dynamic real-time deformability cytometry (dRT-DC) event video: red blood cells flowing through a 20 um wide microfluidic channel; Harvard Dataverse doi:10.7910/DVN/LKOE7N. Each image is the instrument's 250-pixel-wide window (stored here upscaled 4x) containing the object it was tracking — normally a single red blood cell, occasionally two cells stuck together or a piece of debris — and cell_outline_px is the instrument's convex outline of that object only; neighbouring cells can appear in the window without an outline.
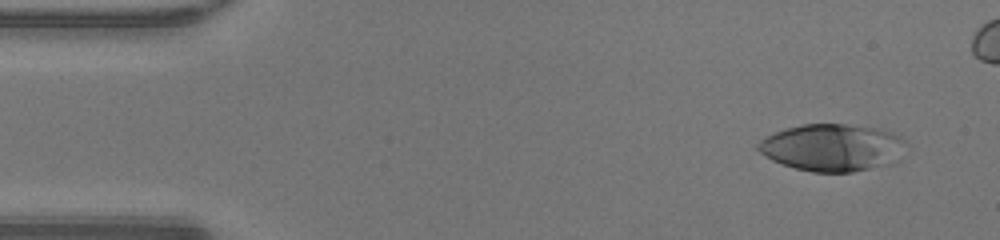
{"species": "human", "species_latin": "Homo sapiens", "temperature_condition": "warm", "stored_images_in_passage": 42, "camera_frame_rate_fps": 3000, "um_per_image_px": 0.085, "donor": {"sex": "male"}, "frame": {"image": 1, "passage_image": 1, "time_ms": 0.0, "image_size_px": [1000, 240], "cell_outline_px": [[908, 144], [888, 164], [852, 172], [812, 172], [796, 168], [772, 160], [760, 152], [756, 148], [756, 144], [760, 140], [776, 132], [788, 128], [804, 124], [844, 124], [880, 128], [892, 132], [900, 136]], "centroid_in_image_um": [70.73, 12.53], "position_along_channel_um": 14.3, "area_um2": 40.23}}
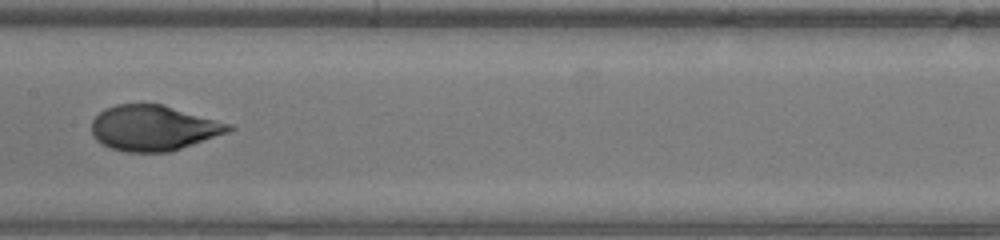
{"frame": {"image": 2, "passage_image": 21, "time_ms": 6.667, "image_size_px": [1000, 240], "cell_outline_px": [[236, 128], [228, 132], [168, 152], [128, 152], [112, 148], [96, 140], [92, 136], [92, 120], [100, 112], [116, 104], [160, 104], [232, 124]], "centroid_in_image_um": [13.04, 10.88], "position_along_channel_um": 194.4, "area_um2": 35.78}}
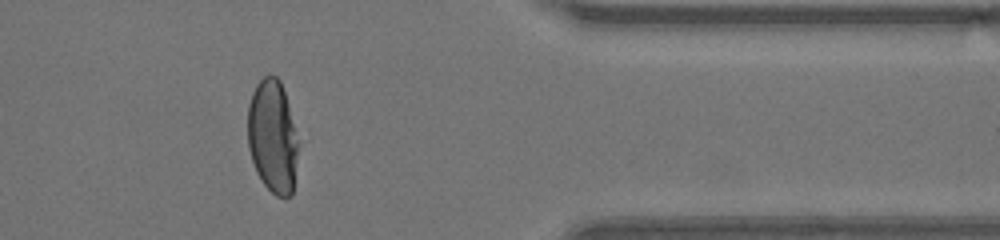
{"frame": {"image": 3, "passage_image": 36, "time_ms": 11.667, "image_size_px": [1000, 240], "cell_outline_px": [[300, 144], [292, 196], [276, 196], [264, 184], [256, 172], [248, 148], [248, 104], [252, 92], [256, 84], [264, 76], [276, 76], [280, 80], [300, 140]], "centroid_in_image_um": [23.2, 11.62], "position_along_channel_um": 388.2, "area_um2": 33.76}, "authors_computed_cell_mechanics": {"area_um2": 36.6452, "velocity_mm_per_s": 4.3259, "shape_relaxation_time_tau1_ms": 5.0285, "shape_relaxation_time_tau2_ms": null, "deformation_change_tau1": 0.2682, "deformation_change_tau2": null}}